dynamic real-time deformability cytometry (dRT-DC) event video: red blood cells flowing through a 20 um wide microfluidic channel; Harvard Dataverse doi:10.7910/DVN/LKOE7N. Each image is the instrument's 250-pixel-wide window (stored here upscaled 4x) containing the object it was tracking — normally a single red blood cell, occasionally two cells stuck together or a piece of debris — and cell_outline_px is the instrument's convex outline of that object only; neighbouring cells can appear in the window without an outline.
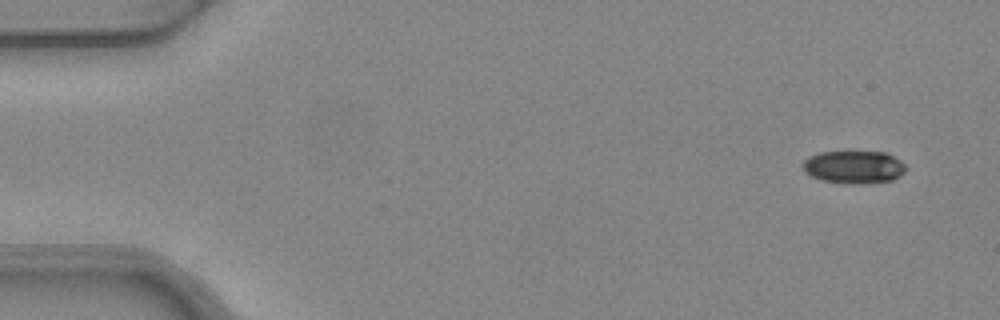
{"species": "common noctule bat (a hibernating species)", "species_latin": "Nyctalus noctula", "temperature_condition": "warm", "stored_images_in_passage": 3, "camera_frame_rate_fps": 3000, "um_per_image_px": 0.085, "animal": {"sex": "female", "body_mass_g": 24.6, "forearm_length_mm": 56.2}, "frame": {"image": 1, "passage_image": 1, "time_ms": 0.0, "image_size_px": [1000, 320], "cell_outline_px": [[908, 168], [900, 176], [892, 180], [824, 180], [812, 176], [804, 172], [800, 164], [808, 156], [820, 152], [888, 152], [900, 160]], "centroid_in_image_um": [72.56, 14.12], "position_along_channel_um": 12.4, "area_um2": 18.73}}